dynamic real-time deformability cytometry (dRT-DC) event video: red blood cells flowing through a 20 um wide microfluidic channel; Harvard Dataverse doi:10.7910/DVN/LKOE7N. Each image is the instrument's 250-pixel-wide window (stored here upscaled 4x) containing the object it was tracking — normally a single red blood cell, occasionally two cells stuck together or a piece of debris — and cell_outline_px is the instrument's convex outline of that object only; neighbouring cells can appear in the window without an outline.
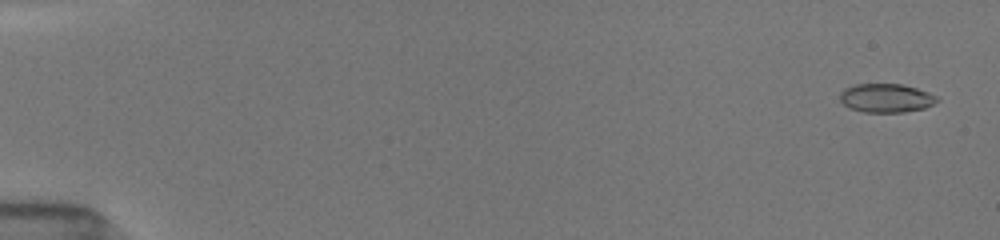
{"species": "common noctule bat (a hibernating species)", "species_latin": "Nyctalus noctula", "temperature_condition": "room temperature", "stored_images_in_passage": 53, "camera_frame_rate_fps": 3000, "um_per_image_px": 0.085, "animal": {"sex": "female", "body_mass_g": 19.5, "forearm_length_mm": 54.1}, "frame": {"image": 1, "passage_image": 2, "time_ms": 0.333, "image_size_px": [1000, 240], "cell_outline_px": [[940, 100], [924, 108], [904, 112], [864, 112], [848, 108], [840, 100], [840, 92], [844, 88], [856, 84], [904, 84], [928, 92], [936, 96]], "centroid_in_image_um": [75.3, 8.33], "position_along_channel_um": 9.7, "area_um2": 16.3}}
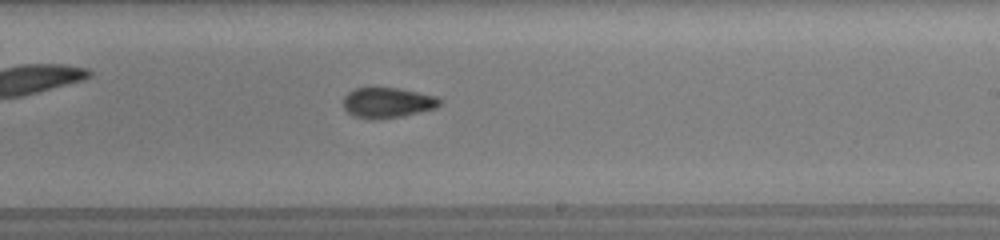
{"frame": {"image": 2, "passage_image": 33, "time_ms": 10.667, "image_size_px": [1000, 240], "cell_outline_px": [[444, 100], [436, 108], [420, 112], [400, 116], [372, 120], [352, 116], [344, 108], [344, 96], [348, 92], [356, 88], [400, 88], [436, 96]], "centroid_in_image_um": [32.95, 8.73], "position_along_channel_um": 256.1, "area_um2": 17.11}}
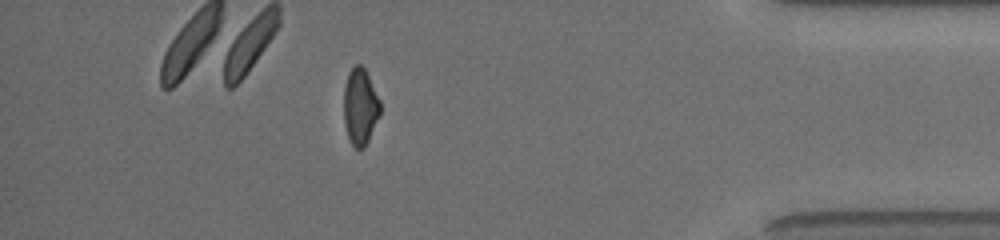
{"frame": {"image": 3, "passage_image": 47, "time_ms": 15.333, "image_size_px": [1000, 240], "cell_outline_px": [[380, 112], [368, 140], [364, 148], [356, 148], [352, 144], [348, 136], [344, 124], [344, 84], [348, 72], [356, 64], [360, 64], [364, 68], [380, 100]], "centroid_in_image_um": [30.6, 9.04], "position_along_channel_um": 404.6, "area_um2": 16.01}, "authors_computed_cell_mechanics": {"area_um2": 16.8776, "velocity_mm_per_s": 3.9493, "shape_relaxation_time_tau1_ms": 4.7673, "shape_relaxation_time_tau2_ms": 2.3678, "deformation_change_tau1": 0.1555, "deformation_change_tau2": 0.0759}}